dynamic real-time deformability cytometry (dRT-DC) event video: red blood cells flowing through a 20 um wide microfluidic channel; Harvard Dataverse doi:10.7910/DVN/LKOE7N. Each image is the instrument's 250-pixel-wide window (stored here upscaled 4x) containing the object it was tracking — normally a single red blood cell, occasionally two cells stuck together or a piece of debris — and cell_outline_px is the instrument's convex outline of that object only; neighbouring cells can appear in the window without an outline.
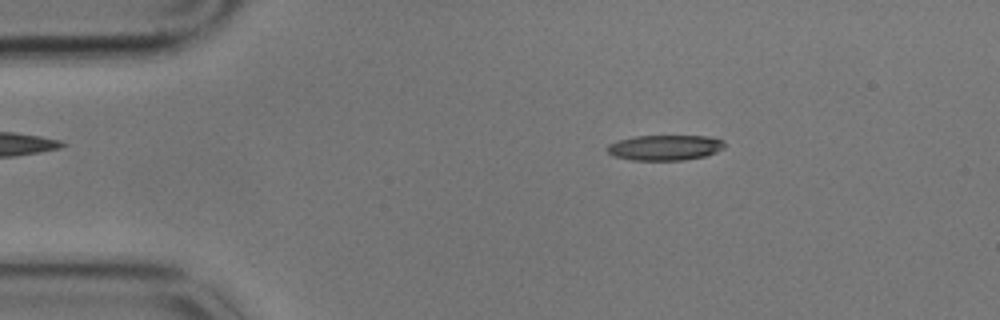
{"species": "common noctule bat (a hibernating species)", "species_latin": "Nyctalus noctula", "temperature_condition": "cold", "stored_images_in_passage": 49, "camera_frame_rate_fps": 3000, "um_per_image_px": 0.085, "animal": {"sex": "male", "body_mass_g": 17.9}, "frame": {"image": 1, "passage_image": 9, "time_ms": 2.667, "image_size_px": [1000, 320], "cell_outline_px": [[724, 148], [716, 152], [704, 156], [684, 160], [632, 160], [616, 156], [608, 152], [604, 148], [608, 144], [616, 140], [636, 136], [708, 136], [724, 140]], "centroid_in_image_um": [56.5, 12.54], "position_along_channel_um": 28.5, "area_um2": 17.4}}
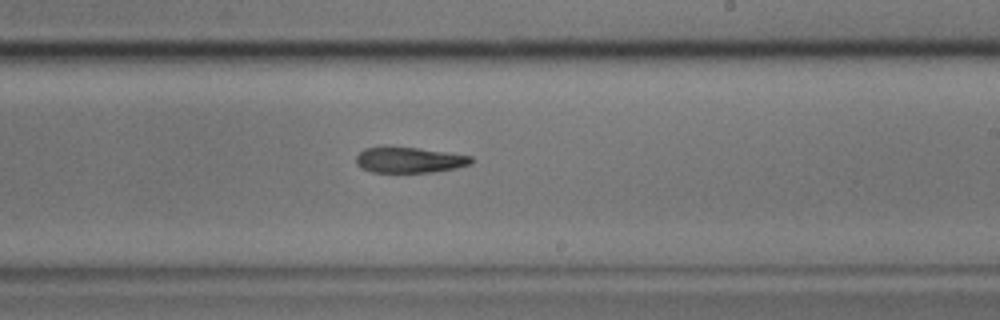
{"frame": {"image": 2, "passage_image": 33, "time_ms": 10.667, "image_size_px": [1000, 320], "cell_outline_px": [[472, 164], [456, 168], [432, 172], [372, 172], [360, 168], [356, 164], [356, 156], [364, 148], [416, 148], [472, 156]], "centroid_in_image_um": [34.79, 13.62], "position_along_channel_um": 254.2, "area_um2": 16.88}}
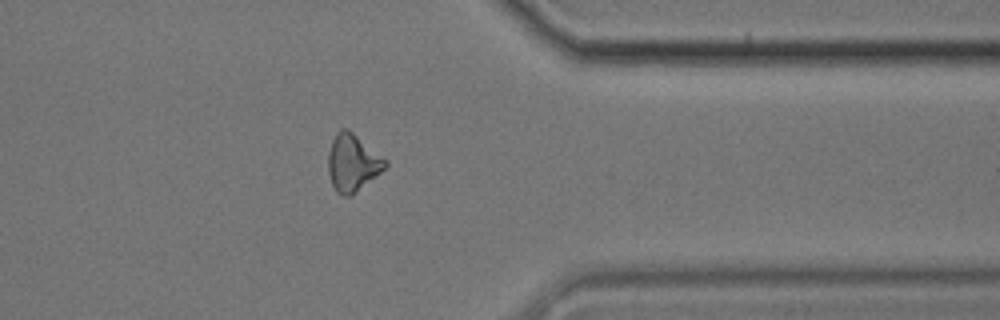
{"frame": {"image": 3, "passage_image": 45, "time_ms": 14.667, "image_size_px": [1000, 320], "cell_outline_px": [[388, 164], [380, 172], [352, 196], [344, 196], [336, 192], [332, 184], [328, 172], [328, 152], [332, 140], [336, 132], [340, 128], [348, 128], [388, 160]], "centroid_in_image_um": [29.96, 13.82], "position_along_channel_um": 381.4, "area_um2": 19.13}}